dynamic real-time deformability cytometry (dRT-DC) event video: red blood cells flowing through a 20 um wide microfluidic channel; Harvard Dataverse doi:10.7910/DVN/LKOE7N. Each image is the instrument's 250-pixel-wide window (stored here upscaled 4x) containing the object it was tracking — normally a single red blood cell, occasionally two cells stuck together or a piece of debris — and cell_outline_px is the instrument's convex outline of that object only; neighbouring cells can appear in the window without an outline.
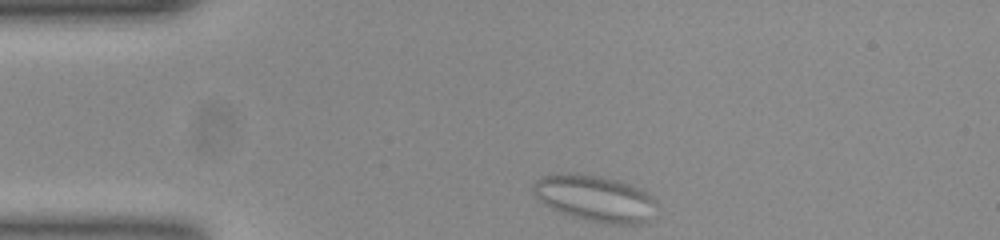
{"species": "common noctule bat (a hibernating species)", "species_latin": "Nyctalus noctula", "temperature_condition": "room temperature", "stored_images_in_passage": 40, "camera_frame_rate_fps": 3000, "um_per_image_px": 0.085, "animal": {"sex": "female", "body_mass_g": 23.0, "forearm_length_mm": 53.4}, "frame": {"image": 1, "passage_image": 1, "time_ms": 0.0, "image_size_px": [1000, 240], "cell_outline_px": [[652, 200], [644, 220], [640, 224], [608, 224], [588, 220], [572, 216], [560, 212], [544, 204], [532, 192], [532, 184], [536, 180], [544, 176], [568, 172], [576, 172], [600, 176], [620, 180], [640, 188], [648, 192], [652, 196]], "centroid_in_image_um": [50.46, 16.81], "position_along_channel_um": 34.5, "area_um2": 32.66}}
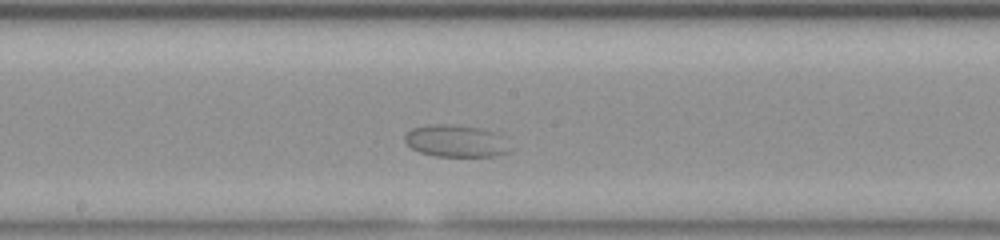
{"frame": {"image": 2, "passage_image": 19, "time_ms": 6.0, "image_size_px": [1000, 240], "cell_outline_px": [[512, 148], [508, 152], [492, 156], [436, 156], [420, 152], [412, 148], [404, 140], [404, 136], [412, 128], [428, 124], [452, 124], [480, 128], [496, 132], [508, 136]], "centroid_in_image_um": [38.84, 11.97], "position_along_channel_um": 209.4, "area_um2": 20.11}}
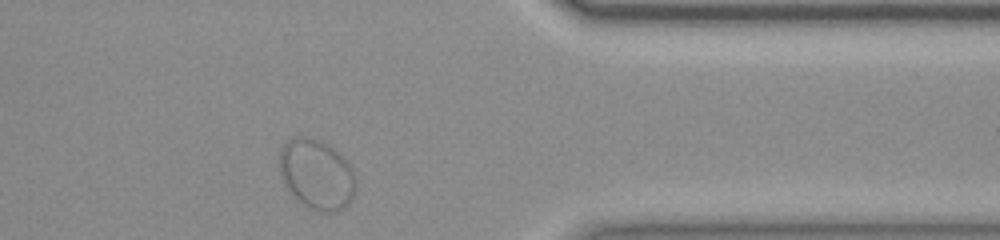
{"frame": {"image": 3, "passage_image": 35, "time_ms": 11.333, "image_size_px": [1000, 240], "cell_outline_px": [[356, 188], [352, 200], [344, 208], [336, 212], [316, 212], [304, 204], [288, 188], [280, 172], [280, 148], [288, 140], [296, 136], [304, 136], [316, 140], [332, 148], [352, 168], [356, 180]], "centroid_in_image_um": [26.94, 14.85], "position_along_channel_um": 384.5, "area_um2": 30.63}}